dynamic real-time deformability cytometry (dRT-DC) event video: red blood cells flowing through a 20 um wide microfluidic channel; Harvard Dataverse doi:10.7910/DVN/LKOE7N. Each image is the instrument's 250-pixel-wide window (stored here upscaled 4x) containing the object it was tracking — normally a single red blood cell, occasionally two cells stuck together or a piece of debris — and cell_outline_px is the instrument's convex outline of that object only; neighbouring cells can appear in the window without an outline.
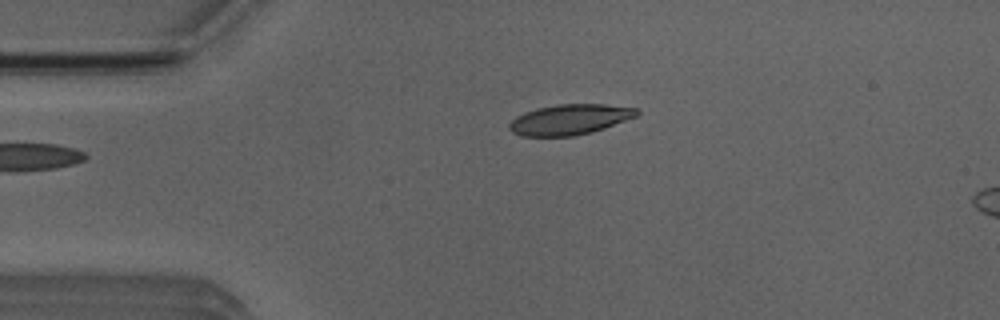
{"species": "Egyptian fruit bat (a non-hibernating species)", "species_latin": "Rousettus aegyptiacus", "temperature_condition": "room temperature", "stored_images_in_passage": 4, "camera_frame_rate_fps": 3000, "um_per_image_px": 0.085, "animal": {"sex": "male"}, "frame": {"image": 1, "passage_image": 4, "time_ms": 3.333, "image_size_px": [1000, 320], "cell_outline_px": [[640, 112], [636, 116], [604, 128], [592, 132], [572, 136], [520, 136], [512, 132], [508, 128], [508, 124], [516, 116], [524, 112], [536, 108], [556, 104], [604, 104], [636, 108]], "centroid_in_image_um": [48.38, 10.15], "position_along_channel_um": 36.6, "area_um2": 22.6}}